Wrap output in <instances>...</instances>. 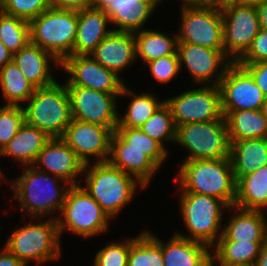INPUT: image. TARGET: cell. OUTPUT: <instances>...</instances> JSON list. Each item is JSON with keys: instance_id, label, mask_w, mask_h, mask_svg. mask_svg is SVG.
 Returning <instances> with one entry per match:
<instances>
[{"instance_id": "obj_1", "label": "cell", "mask_w": 267, "mask_h": 266, "mask_svg": "<svg viewBox=\"0 0 267 266\" xmlns=\"http://www.w3.org/2000/svg\"><path fill=\"white\" fill-rule=\"evenodd\" d=\"M174 177L182 192L212 196L233 207L236 184L230 158L185 160Z\"/></svg>"}, {"instance_id": "obj_2", "label": "cell", "mask_w": 267, "mask_h": 266, "mask_svg": "<svg viewBox=\"0 0 267 266\" xmlns=\"http://www.w3.org/2000/svg\"><path fill=\"white\" fill-rule=\"evenodd\" d=\"M23 168V174L8 183L15 193L14 200L19 201L20 211L25 210L34 219L61 211L72 185L60 177L39 171L33 165ZM59 180L64 181V184H59Z\"/></svg>"}, {"instance_id": "obj_3", "label": "cell", "mask_w": 267, "mask_h": 266, "mask_svg": "<svg viewBox=\"0 0 267 266\" xmlns=\"http://www.w3.org/2000/svg\"><path fill=\"white\" fill-rule=\"evenodd\" d=\"M85 191L95 199L110 219L129 204L135 195L137 185L144 189L134 176L112 166L109 162H94L84 165Z\"/></svg>"}, {"instance_id": "obj_4", "label": "cell", "mask_w": 267, "mask_h": 266, "mask_svg": "<svg viewBox=\"0 0 267 266\" xmlns=\"http://www.w3.org/2000/svg\"><path fill=\"white\" fill-rule=\"evenodd\" d=\"M23 107L25 122L45 132L50 138H61L70 124L71 107L66 84L57 81L36 88Z\"/></svg>"}, {"instance_id": "obj_5", "label": "cell", "mask_w": 267, "mask_h": 266, "mask_svg": "<svg viewBox=\"0 0 267 266\" xmlns=\"http://www.w3.org/2000/svg\"><path fill=\"white\" fill-rule=\"evenodd\" d=\"M29 24L30 42L51 53L60 63L74 55L78 11L51 7Z\"/></svg>"}, {"instance_id": "obj_6", "label": "cell", "mask_w": 267, "mask_h": 266, "mask_svg": "<svg viewBox=\"0 0 267 266\" xmlns=\"http://www.w3.org/2000/svg\"><path fill=\"white\" fill-rule=\"evenodd\" d=\"M180 208L188 235L175 233L191 241H197L210 247L216 245L222 235L223 209H230L221 199L181 192Z\"/></svg>"}, {"instance_id": "obj_7", "label": "cell", "mask_w": 267, "mask_h": 266, "mask_svg": "<svg viewBox=\"0 0 267 266\" xmlns=\"http://www.w3.org/2000/svg\"><path fill=\"white\" fill-rule=\"evenodd\" d=\"M56 217L40 223L29 222L16 229L6 240L5 247L26 266L34 261L59 260L61 242Z\"/></svg>"}, {"instance_id": "obj_8", "label": "cell", "mask_w": 267, "mask_h": 266, "mask_svg": "<svg viewBox=\"0 0 267 266\" xmlns=\"http://www.w3.org/2000/svg\"><path fill=\"white\" fill-rule=\"evenodd\" d=\"M61 217H57L60 237L64 229L82 237L105 233L110 218L101 206L80 185H73L68 190L62 206Z\"/></svg>"}, {"instance_id": "obj_9", "label": "cell", "mask_w": 267, "mask_h": 266, "mask_svg": "<svg viewBox=\"0 0 267 266\" xmlns=\"http://www.w3.org/2000/svg\"><path fill=\"white\" fill-rule=\"evenodd\" d=\"M175 142L189 150L185 160L230 158L231 143L224 117L177 126Z\"/></svg>"}, {"instance_id": "obj_10", "label": "cell", "mask_w": 267, "mask_h": 266, "mask_svg": "<svg viewBox=\"0 0 267 266\" xmlns=\"http://www.w3.org/2000/svg\"><path fill=\"white\" fill-rule=\"evenodd\" d=\"M224 53L237 62L248 50L260 31L256 6L237 2L221 6Z\"/></svg>"}, {"instance_id": "obj_11", "label": "cell", "mask_w": 267, "mask_h": 266, "mask_svg": "<svg viewBox=\"0 0 267 266\" xmlns=\"http://www.w3.org/2000/svg\"><path fill=\"white\" fill-rule=\"evenodd\" d=\"M181 8L178 43L224 49L221 8L183 5Z\"/></svg>"}, {"instance_id": "obj_12", "label": "cell", "mask_w": 267, "mask_h": 266, "mask_svg": "<svg viewBox=\"0 0 267 266\" xmlns=\"http://www.w3.org/2000/svg\"><path fill=\"white\" fill-rule=\"evenodd\" d=\"M169 106L176 127L191 122L221 120V92L217 85L203 86L165 99Z\"/></svg>"}, {"instance_id": "obj_13", "label": "cell", "mask_w": 267, "mask_h": 266, "mask_svg": "<svg viewBox=\"0 0 267 266\" xmlns=\"http://www.w3.org/2000/svg\"><path fill=\"white\" fill-rule=\"evenodd\" d=\"M66 88L70 98L72 119L116 130L119 117L116 100L121 94H108L81 86Z\"/></svg>"}, {"instance_id": "obj_14", "label": "cell", "mask_w": 267, "mask_h": 266, "mask_svg": "<svg viewBox=\"0 0 267 266\" xmlns=\"http://www.w3.org/2000/svg\"><path fill=\"white\" fill-rule=\"evenodd\" d=\"M222 111L262 110L266 96L251 74L237 62H232L219 84Z\"/></svg>"}, {"instance_id": "obj_15", "label": "cell", "mask_w": 267, "mask_h": 266, "mask_svg": "<svg viewBox=\"0 0 267 266\" xmlns=\"http://www.w3.org/2000/svg\"><path fill=\"white\" fill-rule=\"evenodd\" d=\"M69 76L66 86H81L108 94H121L125 85L113 71L95 61L90 55H70L61 63Z\"/></svg>"}, {"instance_id": "obj_16", "label": "cell", "mask_w": 267, "mask_h": 266, "mask_svg": "<svg viewBox=\"0 0 267 266\" xmlns=\"http://www.w3.org/2000/svg\"><path fill=\"white\" fill-rule=\"evenodd\" d=\"M113 132L109 127L72 119L61 139L84 164L90 163L91 156L96 163L108 162Z\"/></svg>"}, {"instance_id": "obj_17", "label": "cell", "mask_w": 267, "mask_h": 266, "mask_svg": "<svg viewBox=\"0 0 267 266\" xmlns=\"http://www.w3.org/2000/svg\"><path fill=\"white\" fill-rule=\"evenodd\" d=\"M177 54L180 66L185 64L195 84L209 81L210 85L219 86L227 68L232 63L225 55L224 49H209L189 43H178Z\"/></svg>"}, {"instance_id": "obj_18", "label": "cell", "mask_w": 267, "mask_h": 266, "mask_svg": "<svg viewBox=\"0 0 267 266\" xmlns=\"http://www.w3.org/2000/svg\"><path fill=\"white\" fill-rule=\"evenodd\" d=\"M84 165L61 138H51L33 164L39 171L60 177L72 186L78 185L76 179L83 174Z\"/></svg>"}, {"instance_id": "obj_19", "label": "cell", "mask_w": 267, "mask_h": 266, "mask_svg": "<svg viewBox=\"0 0 267 266\" xmlns=\"http://www.w3.org/2000/svg\"><path fill=\"white\" fill-rule=\"evenodd\" d=\"M90 56L119 76V72L130 67L133 61L137 60L134 33L112 31L98 44Z\"/></svg>"}, {"instance_id": "obj_20", "label": "cell", "mask_w": 267, "mask_h": 266, "mask_svg": "<svg viewBox=\"0 0 267 266\" xmlns=\"http://www.w3.org/2000/svg\"><path fill=\"white\" fill-rule=\"evenodd\" d=\"M108 162L134 176L146 188L159 167L142 150L126 148V141L114 131L111 137Z\"/></svg>"}, {"instance_id": "obj_21", "label": "cell", "mask_w": 267, "mask_h": 266, "mask_svg": "<svg viewBox=\"0 0 267 266\" xmlns=\"http://www.w3.org/2000/svg\"><path fill=\"white\" fill-rule=\"evenodd\" d=\"M146 232L161 246L164 266H212L210 248L200 242L174 234L166 243Z\"/></svg>"}, {"instance_id": "obj_22", "label": "cell", "mask_w": 267, "mask_h": 266, "mask_svg": "<svg viewBox=\"0 0 267 266\" xmlns=\"http://www.w3.org/2000/svg\"><path fill=\"white\" fill-rule=\"evenodd\" d=\"M233 208V209H232ZM228 224L224 225L218 241H250L264 242L267 238V218L265 211L245 210L236 206Z\"/></svg>"}, {"instance_id": "obj_23", "label": "cell", "mask_w": 267, "mask_h": 266, "mask_svg": "<svg viewBox=\"0 0 267 266\" xmlns=\"http://www.w3.org/2000/svg\"><path fill=\"white\" fill-rule=\"evenodd\" d=\"M12 60L35 88L47 87L56 82L50 73L49 64L53 61V64L60 67V62L38 45L29 42L13 54Z\"/></svg>"}, {"instance_id": "obj_24", "label": "cell", "mask_w": 267, "mask_h": 266, "mask_svg": "<svg viewBox=\"0 0 267 266\" xmlns=\"http://www.w3.org/2000/svg\"><path fill=\"white\" fill-rule=\"evenodd\" d=\"M161 0H114L104 10L116 32H137L148 21Z\"/></svg>"}, {"instance_id": "obj_25", "label": "cell", "mask_w": 267, "mask_h": 266, "mask_svg": "<svg viewBox=\"0 0 267 266\" xmlns=\"http://www.w3.org/2000/svg\"><path fill=\"white\" fill-rule=\"evenodd\" d=\"M109 22V17L104 10L87 8L78 11L74 55H90L98 44L113 31L107 30Z\"/></svg>"}, {"instance_id": "obj_26", "label": "cell", "mask_w": 267, "mask_h": 266, "mask_svg": "<svg viewBox=\"0 0 267 266\" xmlns=\"http://www.w3.org/2000/svg\"><path fill=\"white\" fill-rule=\"evenodd\" d=\"M50 139L45 132L25 122L0 152V156H10L23 166H32Z\"/></svg>"}, {"instance_id": "obj_27", "label": "cell", "mask_w": 267, "mask_h": 266, "mask_svg": "<svg viewBox=\"0 0 267 266\" xmlns=\"http://www.w3.org/2000/svg\"><path fill=\"white\" fill-rule=\"evenodd\" d=\"M230 160L236 181L267 165V138L230 141Z\"/></svg>"}, {"instance_id": "obj_28", "label": "cell", "mask_w": 267, "mask_h": 266, "mask_svg": "<svg viewBox=\"0 0 267 266\" xmlns=\"http://www.w3.org/2000/svg\"><path fill=\"white\" fill-rule=\"evenodd\" d=\"M230 141L267 138V118L262 110L222 111Z\"/></svg>"}, {"instance_id": "obj_29", "label": "cell", "mask_w": 267, "mask_h": 266, "mask_svg": "<svg viewBox=\"0 0 267 266\" xmlns=\"http://www.w3.org/2000/svg\"><path fill=\"white\" fill-rule=\"evenodd\" d=\"M234 206L245 210H267V165L237 180Z\"/></svg>"}, {"instance_id": "obj_30", "label": "cell", "mask_w": 267, "mask_h": 266, "mask_svg": "<svg viewBox=\"0 0 267 266\" xmlns=\"http://www.w3.org/2000/svg\"><path fill=\"white\" fill-rule=\"evenodd\" d=\"M263 242L218 241L213 247L212 266H254Z\"/></svg>"}, {"instance_id": "obj_31", "label": "cell", "mask_w": 267, "mask_h": 266, "mask_svg": "<svg viewBox=\"0 0 267 266\" xmlns=\"http://www.w3.org/2000/svg\"><path fill=\"white\" fill-rule=\"evenodd\" d=\"M136 40V57L147 64L168 55L177 54L178 37L170 38L163 32L141 30L134 33Z\"/></svg>"}, {"instance_id": "obj_32", "label": "cell", "mask_w": 267, "mask_h": 266, "mask_svg": "<svg viewBox=\"0 0 267 266\" xmlns=\"http://www.w3.org/2000/svg\"><path fill=\"white\" fill-rule=\"evenodd\" d=\"M132 96L127 112L118 117L117 127L140 128L165 102L156 98L151 93L135 94V91L124 85L120 96Z\"/></svg>"}, {"instance_id": "obj_33", "label": "cell", "mask_w": 267, "mask_h": 266, "mask_svg": "<svg viewBox=\"0 0 267 266\" xmlns=\"http://www.w3.org/2000/svg\"><path fill=\"white\" fill-rule=\"evenodd\" d=\"M0 87L5 105L11 106H22L20 102L26 103L36 89L13 60L0 69Z\"/></svg>"}, {"instance_id": "obj_34", "label": "cell", "mask_w": 267, "mask_h": 266, "mask_svg": "<svg viewBox=\"0 0 267 266\" xmlns=\"http://www.w3.org/2000/svg\"><path fill=\"white\" fill-rule=\"evenodd\" d=\"M128 266H164L161 246L146 231L130 238Z\"/></svg>"}, {"instance_id": "obj_35", "label": "cell", "mask_w": 267, "mask_h": 266, "mask_svg": "<svg viewBox=\"0 0 267 266\" xmlns=\"http://www.w3.org/2000/svg\"><path fill=\"white\" fill-rule=\"evenodd\" d=\"M0 41L15 54L30 42V24L0 11Z\"/></svg>"}, {"instance_id": "obj_36", "label": "cell", "mask_w": 267, "mask_h": 266, "mask_svg": "<svg viewBox=\"0 0 267 266\" xmlns=\"http://www.w3.org/2000/svg\"><path fill=\"white\" fill-rule=\"evenodd\" d=\"M115 131L126 141V148L142 150L159 168L168 157V150L140 128L116 127Z\"/></svg>"}, {"instance_id": "obj_37", "label": "cell", "mask_w": 267, "mask_h": 266, "mask_svg": "<svg viewBox=\"0 0 267 266\" xmlns=\"http://www.w3.org/2000/svg\"><path fill=\"white\" fill-rule=\"evenodd\" d=\"M140 129L159 142L165 149L164 141H176L177 127L169 106L164 102Z\"/></svg>"}, {"instance_id": "obj_38", "label": "cell", "mask_w": 267, "mask_h": 266, "mask_svg": "<svg viewBox=\"0 0 267 266\" xmlns=\"http://www.w3.org/2000/svg\"><path fill=\"white\" fill-rule=\"evenodd\" d=\"M51 7V0H1L0 11L30 22Z\"/></svg>"}, {"instance_id": "obj_39", "label": "cell", "mask_w": 267, "mask_h": 266, "mask_svg": "<svg viewBox=\"0 0 267 266\" xmlns=\"http://www.w3.org/2000/svg\"><path fill=\"white\" fill-rule=\"evenodd\" d=\"M25 123L23 106L0 107V152Z\"/></svg>"}, {"instance_id": "obj_40", "label": "cell", "mask_w": 267, "mask_h": 266, "mask_svg": "<svg viewBox=\"0 0 267 266\" xmlns=\"http://www.w3.org/2000/svg\"><path fill=\"white\" fill-rule=\"evenodd\" d=\"M130 239L121 243H109L95 256L94 266H128Z\"/></svg>"}, {"instance_id": "obj_41", "label": "cell", "mask_w": 267, "mask_h": 266, "mask_svg": "<svg viewBox=\"0 0 267 266\" xmlns=\"http://www.w3.org/2000/svg\"><path fill=\"white\" fill-rule=\"evenodd\" d=\"M146 65H148L154 79L164 84L171 82L181 69L178 54L158 58L148 62Z\"/></svg>"}, {"instance_id": "obj_42", "label": "cell", "mask_w": 267, "mask_h": 266, "mask_svg": "<svg viewBox=\"0 0 267 266\" xmlns=\"http://www.w3.org/2000/svg\"><path fill=\"white\" fill-rule=\"evenodd\" d=\"M267 61V30L260 29L246 53L237 63H257Z\"/></svg>"}, {"instance_id": "obj_43", "label": "cell", "mask_w": 267, "mask_h": 266, "mask_svg": "<svg viewBox=\"0 0 267 266\" xmlns=\"http://www.w3.org/2000/svg\"><path fill=\"white\" fill-rule=\"evenodd\" d=\"M242 65L252 76L254 82L267 96V61L257 63H238Z\"/></svg>"}, {"instance_id": "obj_44", "label": "cell", "mask_w": 267, "mask_h": 266, "mask_svg": "<svg viewBox=\"0 0 267 266\" xmlns=\"http://www.w3.org/2000/svg\"><path fill=\"white\" fill-rule=\"evenodd\" d=\"M91 0H51L54 8L80 11L90 8Z\"/></svg>"}, {"instance_id": "obj_45", "label": "cell", "mask_w": 267, "mask_h": 266, "mask_svg": "<svg viewBox=\"0 0 267 266\" xmlns=\"http://www.w3.org/2000/svg\"><path fill=\"white\" fill-rule=\"evenodd\" d=\"M1 250L2 251H0V266H26L5 246Z\"/></svg>"}, {"instance_id": "obj_46", "label": "cell", "mask_w": 267, "mask_h": 266, "mask_svg": "<svg viewBox=\"0 0 267 266\" xmlns=\"http://www.w3.org/2000/svg\"><path fill=\"white\" fill-rule=\"evenodd\" d=\"M182 5L218 8V0H182Z\"/></svg>"}, {"instance_id": "obj_47", "label": "cell", "mask_w": 267, "mask_h": 266, "mask_svg": "<svg viewBox=\"0 0 267 266\" xmlns=\"http://www.w3.org/2000/svg\"><path fill=\"white\" fill-rule=\"evenodd\" d=\"M260 28L267 30V2L256 6Z\"/></svg>"}, {"instance_id": "obj_48", "label": "cell", "mask_w": 267, "mask_h": 266, "mask_svg": "<svg viewBox=\"0 0 267 266\" xmlns=\"http://www.w3.org/2000/svg\"><path fill=\"white\" fill-rule=\"evenodd\" d=\"M13 54L8 50L3 42L0 41V69L11 62Z\"/></svg>"}, {"instance_id": "obj_49", "label": "cell", "mask_w": 267, "mask_h": 266, "mask_svg": "<svg viewBox=\"0 0 267 266\" xmlns=\"http://www.w3.org/2000/svg\"><path fill=\"white\" fill-rule=\"evenodd\" d=\"M254 266H267V238L263 242Z\"/></svg>"}, {"instance_id": "obj_50", "label": "cell", "mask_w": 267, "mask_h": 266, "mask_svg": "<svg viewBox=\"0 0 267 266\" xmlns=\"http://www.w3.org/2000/svg\"><path fill=\"white\" fill-rule=\"evenodd\" d=\"M114 0H91L90 8L105 10Z\"/></svg>"}, {"instance_id": "obj_51", "label": "cell", "mask_w": 267, "mask_h": 266, "mask_svg": "<svg viewBox=\"0 0 267 266\" xmlns=\"http://www.w3.org/2000/svg\"><path fill=\"white\" fill-rule=\"evenodd\" d=\"M265 2H267V0H239V3L241 4H247L252 6H257Z\"/></svg>"}, {"instance_id": "obj_52", "label": "cell", "mask_w": 267, "mask_h": 266, "mask_svg": "<svg viewBox=\"0 0 267 266\" xmlns=\"http://www.w3.org/2000/svg\"><path fill=\"white\" fill-rule=\"evenodd\" d=\"M232 2L239 3V0H218V8H221L222 5L232 3Z\"/></svg>"}, {"instance_id": "obj_53", "label": "cell", "mask_w": 267, "mask_h": 266, "mask_svg": "<svg viewBox=\"0 0 267 266\" xmlns=\"http://www.w3.org/2000/svg\"><path fill=\"white\" fill-rule=\"evenodd\" d=\"M262 112H263L264 116L267 118V96L265 98V102H264L263 107H262Z\"/></svg>"}, {"instance_id": "obj_54", "label": "cell", "mask_w": 267, "mask_h": 266, "mask_svg": "<svg viewBox=\"0 0 267 266\" xmlns=\"http://www.w3.org/2000/svg\"><path fill=\"white\" fill-rule=\"evenodd\" d=\"M1 178H5V175H3V173L1 172V170H0V180H1Z\"/></svg>"}]
</instances>
